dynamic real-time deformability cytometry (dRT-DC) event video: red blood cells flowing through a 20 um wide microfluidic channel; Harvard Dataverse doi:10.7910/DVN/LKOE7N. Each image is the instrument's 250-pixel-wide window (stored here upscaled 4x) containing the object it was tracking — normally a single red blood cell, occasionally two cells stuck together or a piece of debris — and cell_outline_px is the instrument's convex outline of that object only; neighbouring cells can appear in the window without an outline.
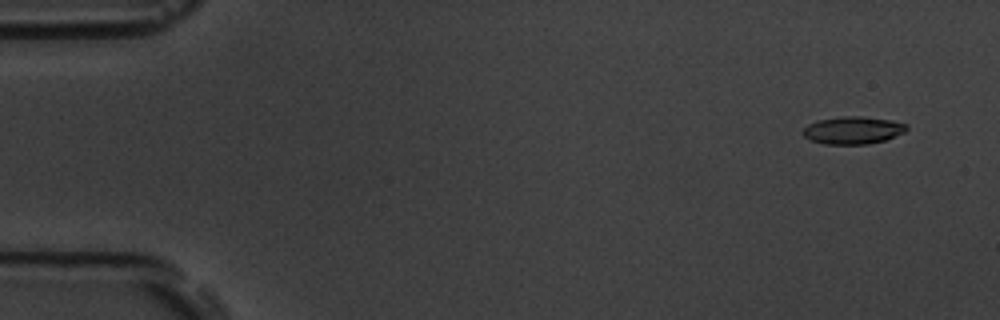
{"species": "common noctule bat (a hibernating species)", "species_latin": "Nyctalus noctula", "temperature_condition": "room temperature", "stored_images_in_passage": 55, "camera_frame_rate_fps": 3000, "um_per_image_px": 0.085, "animal": {"sex": "male", "body_mass_g": 19.5, "forearm_length_mm": 54.6}, "frame": {"image": 1, "passage_image": 4, "time_ms": 1.0, "image_size_px": [1000, 320], "cell_outline_px": [[908, 128], [904, 132], [884, 140], [868, 144], [824, 144], [812, 140], [804, 136], [800, 132], [808, 124], [816, 120], [840, 116], [860, 116], [892, 120], [908, 124]], "centroid_in_image_um": [72.48, 11.06], "position_along_channel_um": 12.5, "area_um2": 16.7}}
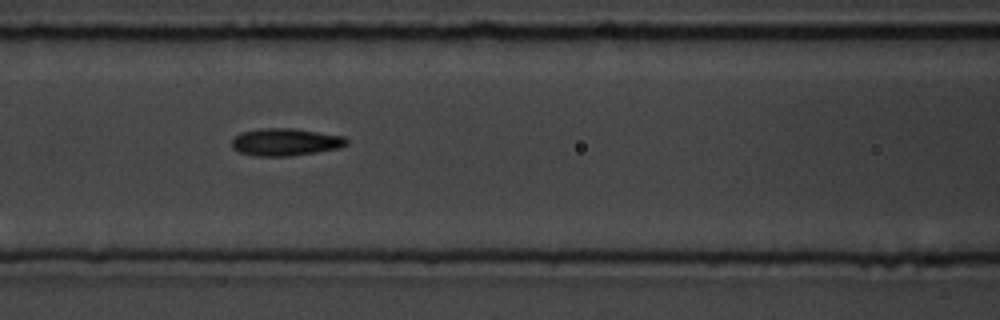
{"frame": {"image": 2, "passage_image": 24, "time_ms": 7.667, "image_size_px": [1000, 320], "cell_outline_px": [[348, 144], [340, 148], [316, 152], [288, 156], [256, 156], [240, 152], [232, 148], [232, 140], [240, 132], [260, 128], [292, 128], [344, 136], [348, 140]], "centroid_in_image_um": [24.26, 12.07], "position_along_channel_um": 142.3, "area_um2": 18.32}}
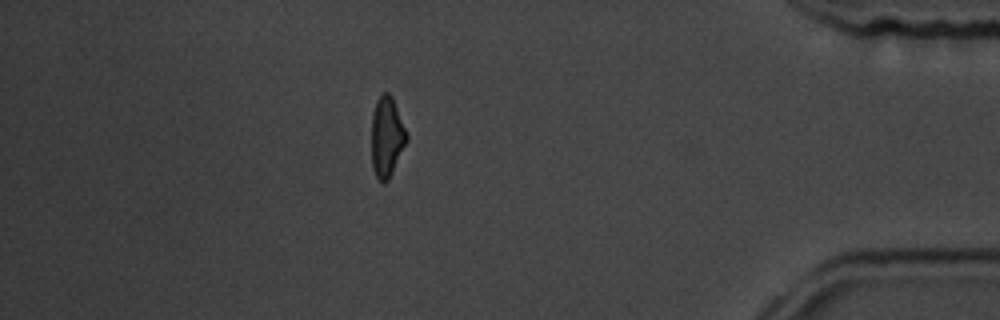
{"frame": {"image": 3, "passage_image": 48, "time_ms": 15.667, "image_size_px": [1000, 320], "cell_outline_px": [[408, 140], [388, 180], [384, 184], [376, 176], [372, 168], [372, 112], [376, 100], [384, 92], [388, 92], [392, 96], [408, 136]], "centroid_in_image_um": [32.87, 11.63], "position_along_channel_um": 402.3, "area_um2": 16.36}, "authors_computed_cell_mechanics": {"area_um2": 17.1666, "velocity_mm_per_s": 3.7833, "shape_relaxation_time_tau1_ms": 4.3941, "shape_relaxation_time_tau2_ms": 2.1006, "deformation_change_tau1": 0.1431, "deformation_change_tau2": 0.0838}}